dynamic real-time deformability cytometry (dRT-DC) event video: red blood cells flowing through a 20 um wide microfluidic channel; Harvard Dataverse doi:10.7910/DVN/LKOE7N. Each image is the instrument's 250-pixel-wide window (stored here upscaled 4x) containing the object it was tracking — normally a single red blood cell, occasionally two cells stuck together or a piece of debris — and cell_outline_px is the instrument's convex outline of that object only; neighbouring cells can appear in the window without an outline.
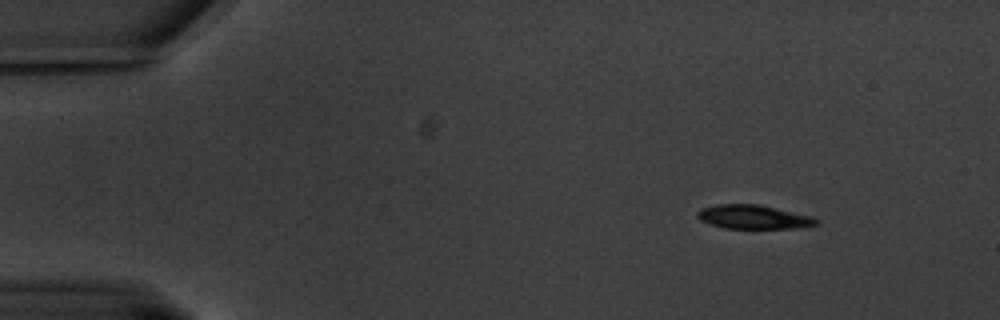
{"species": "common noctule bat (a hibernating species)", "species_latin": "Nyctalus noctula", "temperature_condition": "warm", "stored_images_in_passage": 55, "camera_frame_rate_fps": 3000, "um_per_image_px": 0.085, "animal": {"sex": "male", "body_mass_g": 20.1, "forearm_length_mm": 53.5}, "frame": {"image": 1, "passage_image": 1, "time_ms": 0.0, "image_size_px": [1000, 320], "cell_outline_px": [[820, 224], [800, 228], [724, 228], [700, 220], [696, 216], [696, 212], [700, 208], [716, 204], [760, 204], [812, 216], [820, 220]], "centroid_in_image_um": [64.07, 18.43], "position_along_channel_um": 20.9, "area_um2": 16.76}}
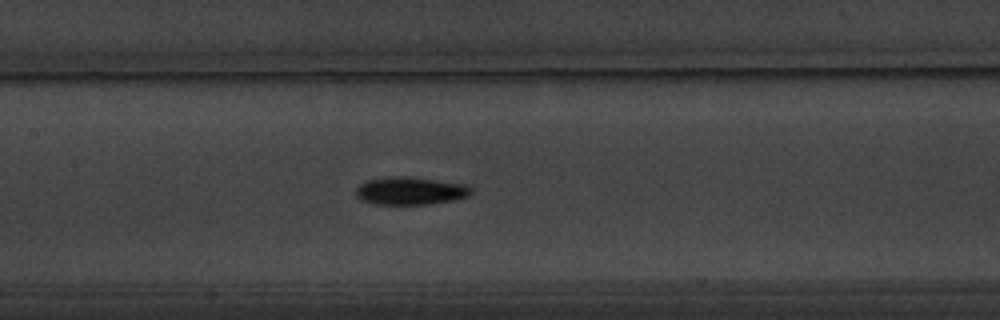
{"frame": {"image": 2, "passage_image": 23, "time_ms": 7.333, "image_size_px": [1000, 320], "cell_outline_px": [[472, 192], [468, 196], [452, 200], [428, 204], [380, 204], [360, 200], [356, 196], [356, 188], [364, 180], [388, 176], [408, 176], [464, 184], [472, 188]], "centroid_in_image_um": [34.84, 16.21], "position_along_channel_um": 172.6, "area_um2": 18.67}}
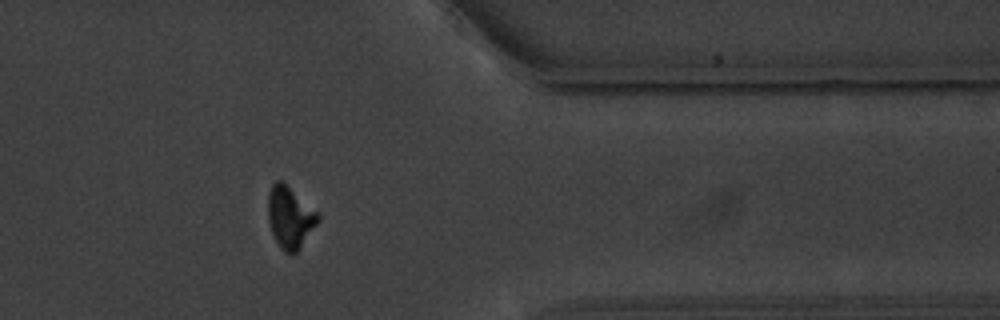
{"frame": {"image": 3, "passage_image": 44, "time_ms": 14.333, "image_size_px": [1000, 320], "cell_outline_px": [[320, 220], [300, 248], [292, 256], [288, 256], [280, 248], [272, 232], [268, 220], [268, 192], [272, 184], [276, 180], [280, 180], [320, 212]], "centroid_in_image_um": [24.67, 18.49], "position_along_channel_um": 386.7, "area_um2": 18.21}, "authors_computed_cell_mechanics": {"area_um2": 17.629, "velocity_mm_per_s": 3.2608, "shape_relaxation_time_tau1_ms": 2.5974, "shape_relaxation_time_tau2_ms": null, "deformation_change_tau1": 0.1355, "deformation_change_tau2": null}}